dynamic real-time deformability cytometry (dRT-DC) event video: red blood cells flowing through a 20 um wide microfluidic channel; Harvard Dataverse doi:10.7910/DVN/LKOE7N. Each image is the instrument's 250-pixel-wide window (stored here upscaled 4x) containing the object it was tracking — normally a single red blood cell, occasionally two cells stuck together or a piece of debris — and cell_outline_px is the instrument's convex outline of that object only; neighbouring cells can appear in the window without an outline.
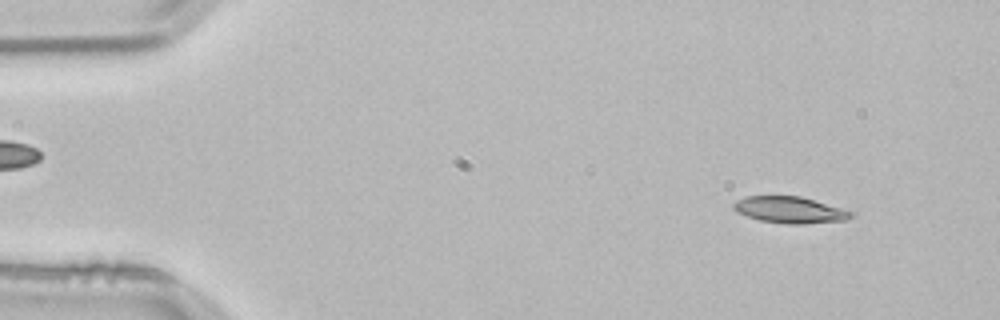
{"species": "common noctule bat (a hibernating species)", "species_latin": "Nyctalus noctula", "temperature_condition": "room temperature", "stored_images_in_passage": 53, "camera_frame_rate_fps": 3000, "um_per_image_px": 0.085, "animal": {"sex": "male", "body_mass_g": 21.5, "forearm_length_mm": 52.0}, "frame": {"image": 1, "passage_image": 5, "time_ms": 1.333, "image_size_px": [1000, 320], "cell_outline_px": [[856, 212], [852, 216], [844, 220], [804, 224], [784, 224], [760, 220], [736, 212], [732, 208], [732, 204], [736, 200], [744, 196], [800, 196]], "centroid_in_image_um": [67.11, 17.84], "position_along_channel_um": 17.9, "area_um2": 18.21}}
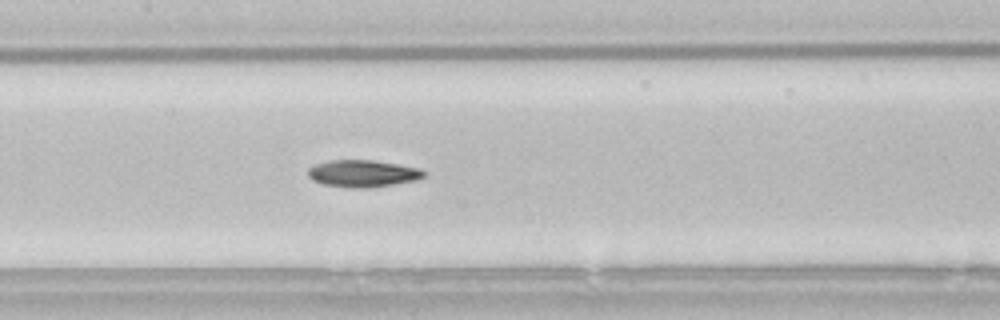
{"frame": {"image": 2, "passage_image": 25, "time_ms": 8.0, "image_size_px": [1000, 320], "cell_outline_px": [[428, 172], [424, 176], [416, 180], [396, 184], [368, 188], [352, 188], [324, 184], [312, 180], [308, 176], [308, 168], [316, 164], [328, 160], [372, 160], [420, 168]], "centroid_in_image_um": [30.85, 14.75], "position_along_channel_um": 176.5, "area_um2": 18.32}}
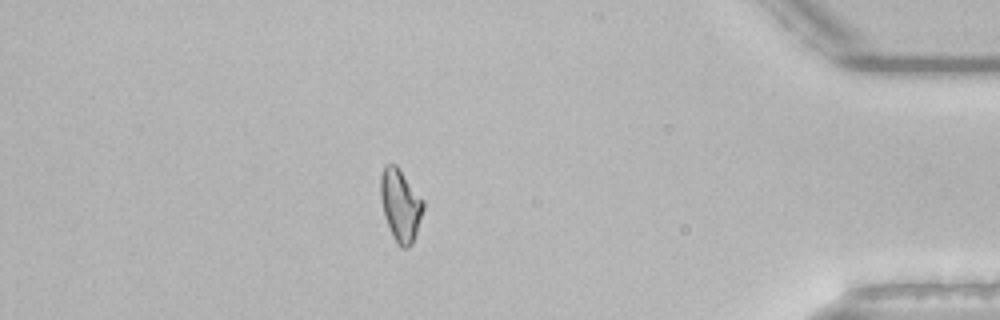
{"frame": {"image": 3, "passage_image": 46, "time_ms": 15.0, "image_size_px": [1000, 320], "cell_outline_px": [[424, 208], [412, 244], [408, 248], [400, 248], [396, 244], [392, 236], [384, 216], [380, 196], [380, 176], [384, 164], [396, 164], [424, 200]], "centroid_in_image_um": [34.02, 17.44], "position_along_channel_um": 401.2, "area_um2": 18.15}, "authors_computed_cell_mechanics": {"area_um2": 18.1492, "velocity_mm_per_s": 3.816, "shape_relaxation_time_tau1_ms": 5.8168, "shape_relaxation_time_tau2_ms": null, "deformation_change_tau1": 0.1516, "deformation_change_tau2": null}}